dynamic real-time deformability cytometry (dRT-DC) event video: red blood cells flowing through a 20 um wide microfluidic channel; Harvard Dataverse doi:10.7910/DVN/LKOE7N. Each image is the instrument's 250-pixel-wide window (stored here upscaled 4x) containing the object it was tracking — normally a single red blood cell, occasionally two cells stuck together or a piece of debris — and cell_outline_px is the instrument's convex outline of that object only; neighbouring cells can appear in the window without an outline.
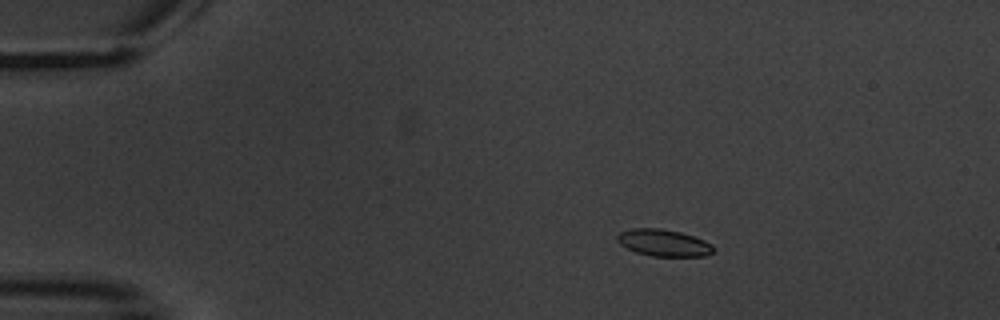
{"species": "common noctule bat (a hibernating species)", "species_latin": "Nyctalus noctula", "temperature_condition": "warm", "stored_images_in_passage": 15, "camera_frame_rate_fps": 3000, "um_per_image_px": 0.085, "animal": {"sex": "male", "body_mass_g": 20.1, "forearm_length_mm": 53.5}, "frame": {"image": 1, "passage_image": 3, "time_ms": 2.333, "image_size_px": [1000, 320], "cell_outline_px": [[716, 248], [708, 256], [652, 256], [636, 252], [620, 244], [616, 240], [616, 236], [620, 232], [632, 228], [660, 228], [680, 232], [704, 240], [712, 244]], "centroid_in_image_um": [56.42, 20.64], "position_along_channel_um": 28.6, "area_um2": 15.09}}
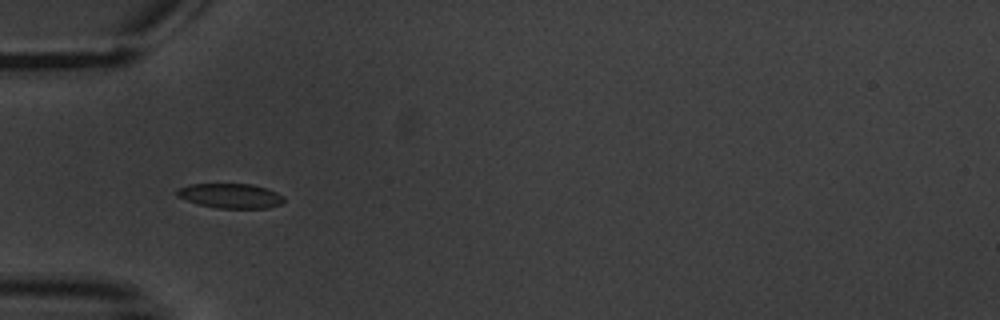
{"frame": {"image": 2, "passage_image": 5, "time_ms": 5.333, "image_size_px": [1000, 320], "cell_outline_px": [[284, 200], [280, 204], [268, 208], [216, 208], [200, 204], [176, 196], [176, 188], [188, 184], [252, 184], [276, 192], [284, 196]], "centroid_in_image_um": [19.57, 16.64], "position_along_channel_um": 65.4, "area_um2": 15.32}}
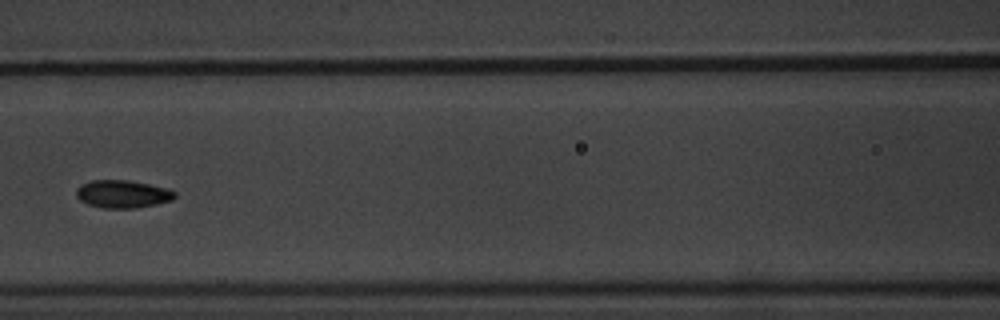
{"frame": {"image": 3, "passage_image": 7, "time_ms": 8.0, "image_size_px": [1000, 320], "cell_outline_px": [[176, 196], [172, 200], [156, 204], [136, 208], [104, 208], [88, 204], [80, 200], [76, 196], [76, 188], [80, 184], [92, 180], [128, 180], [168, 188], [176, 192]], "centroid_in_image_um": [10.41, 16.49], "position_along_channel_um": 156.2, "area_um2": 16.01}, "authors_computed_cell_mechanics": {"area_um2": 15.1436, "velocity_mm_per_s": 3.4292, "shape_relaxation_time_tau1_ms": 2.8359, "shape_relaxation_time_tau2_ms": 1.5425, "deformation_change_tau1": 0.0775, "deformation_change_tau2": 0.0393}}